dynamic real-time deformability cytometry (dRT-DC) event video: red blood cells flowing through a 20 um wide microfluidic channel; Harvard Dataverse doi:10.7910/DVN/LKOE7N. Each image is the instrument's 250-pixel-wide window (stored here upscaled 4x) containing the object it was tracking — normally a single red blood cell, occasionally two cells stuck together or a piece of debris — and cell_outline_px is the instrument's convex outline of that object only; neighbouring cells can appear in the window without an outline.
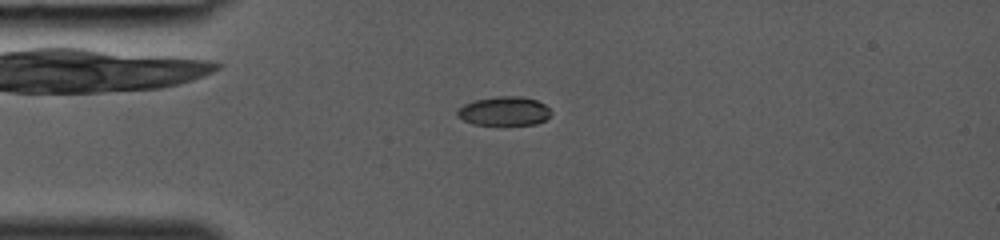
{"species": "common noctule bat (a hibernating species)", "species_latin": "Nyctalus noctula", "temperature_condition": "room temperature", "stored_images_in_passage": 28, "camera_frame_rate_fps": 3000, "um_per_image_px": 0.085, "animal": {"sex": "female", "body_mass_g": 19.0, "forearm_length_mm": 53.3}, "frame": {"image": 1, "passage_image": 1, "time_ms": 0.0, "image_size_px": [1000, 240], "cell_outline_px": [[552, 112], [544, 120], [536, 124], [472, 124], [456, 116], [456, 108], [472, 100], [496, 96], [524, 96], [536, 100], [544, 104]], "centroid_in_image_um": [42.8, 9.42], "position_along_channel_um": 42.2, "area_um2": 15.9}}
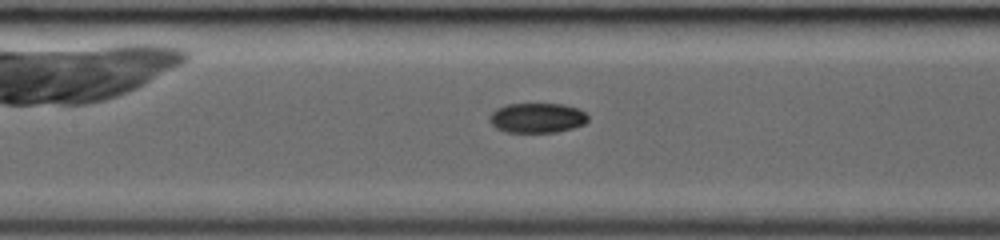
{"frame": {"image": 2, "passage_image": 9, "time_ms": 2.667, "image_size_px": [1000, 240], "cell_outline_px": [[588, 120], [584, 124], [572, 128], [556, 132], [504, 132], [496, 128], [488, 120], [488, 116], [496, 108], [508, 104], [564, 104], [580, 108], [588, 116]], "centroid_in_image_um": [45.64, 10.02], "position_along_channel_um": 161.8, "area_um2": 17.28}}
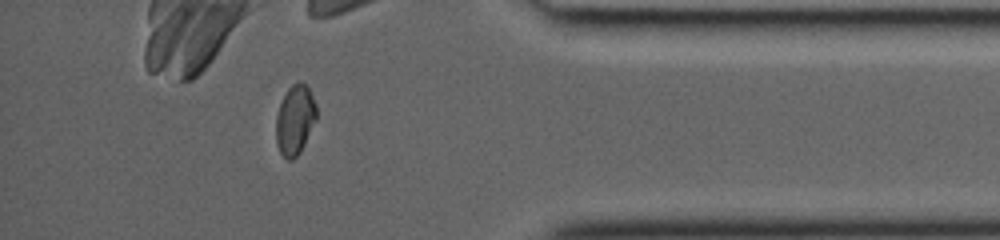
{"frame": {"image": 3, "passage_image": 24, "time_ms": 7.667, "image_size_px": [1000, 240], "cell_outline_px": [[316, 120], [300, 152], [292, 160], [288, 160], [280, 152], [276, 144], [276, 116], [280, 104], [288, 88], [292, 84], [304, 84], [308, 88], [316, 104]], "centroid_in_image_um": [25.06, 10.22], "position_along_channel_um": 410.1, "area_um2": 16.13}}